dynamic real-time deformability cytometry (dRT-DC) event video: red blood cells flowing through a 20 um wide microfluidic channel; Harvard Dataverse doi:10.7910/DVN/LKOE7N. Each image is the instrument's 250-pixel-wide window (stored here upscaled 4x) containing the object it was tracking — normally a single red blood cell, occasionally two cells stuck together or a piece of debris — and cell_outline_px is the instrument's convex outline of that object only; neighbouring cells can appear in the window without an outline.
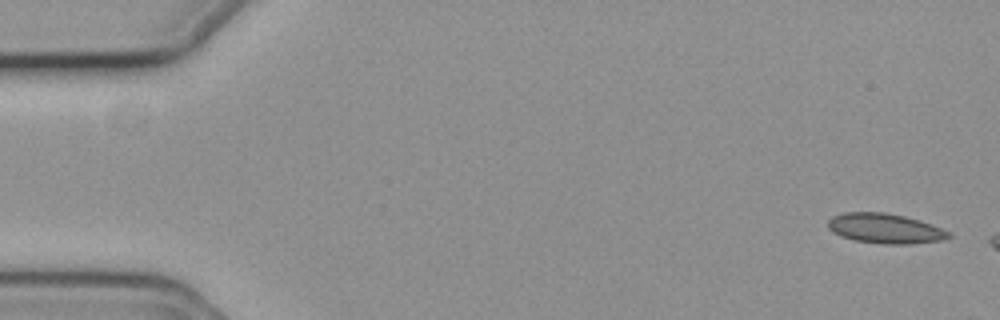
{"species": "common noctule bat (a hibernating species)", "species_latin": "Nyctalus noctula", "temperature_condition": "cold", "stored_images_in_passage": 56, "camera_frame_rate_fps": 3000, "um_per_image_px": 0.085, "animal": {"sex": "female", "body_mass_g": 19.3, "forearm_length_mm": 54.1}, "frame": {"image": 1, "passage_image": 1, "time_ms": 0.0, "image_size_px": [1000, 320], "cell_outline_px": [[952, 236], [944, 240], [912, 244], [880, 244], [856, 240], [840, 236], [832, 232], [828, 228], [828, 220], [832, 216], [844, 212], [884, 212], [904, 216], [920, 220], [932, 224], [952, 232]], "centroid_in_image_um": [75.26, 19.42], "position_along_channel_um": 9.7, "area_um2": 21.33}}
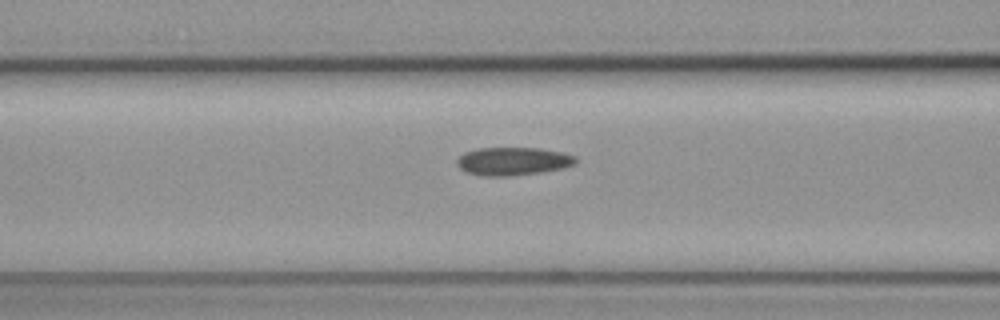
{"frame": {"image": 2, "passage_image": 22, "time_ms": 7.0, "image_size_px": [1000, 320], "cell_outline_px": [[576, 164], [564, 168], [544, 172], [512, 176], [480, 176], [464, 172], [456, 164], [456, 160], [464, 152], [476, 148], [540, 148], [560, 152], [576, 156]], "centroid_in_image_um": [43.58, 13.72], "position_along_channel_um": 123.0, "area_um2": 19.77}}
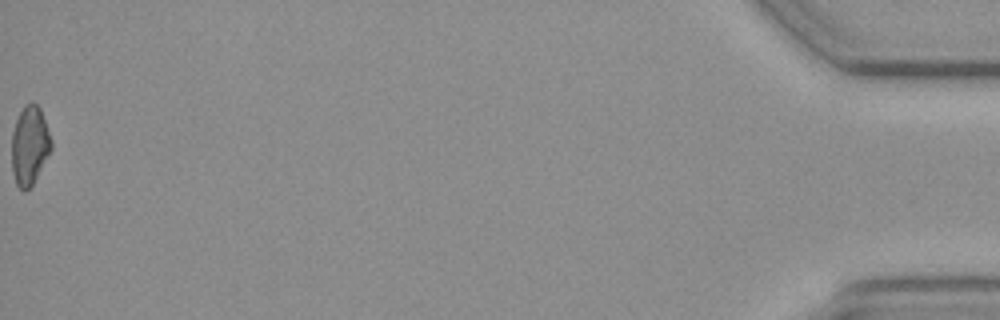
{"frame": {"image": 3, "passage_image": 56, "time_ms": 18.333, "image_size_px": [1000, 320], "cell_outline_px": [[52, 148], [32, 184], [24, 192], [16, 184], [12, 172], [12, 132], [16, 120], [24, 104], [32, 100], [40, 108], [52, 140]], "centroid_in_image_um": [2.51, 12.33], "position_along_channel_um": 432.7, "area_um2": 18.09}}